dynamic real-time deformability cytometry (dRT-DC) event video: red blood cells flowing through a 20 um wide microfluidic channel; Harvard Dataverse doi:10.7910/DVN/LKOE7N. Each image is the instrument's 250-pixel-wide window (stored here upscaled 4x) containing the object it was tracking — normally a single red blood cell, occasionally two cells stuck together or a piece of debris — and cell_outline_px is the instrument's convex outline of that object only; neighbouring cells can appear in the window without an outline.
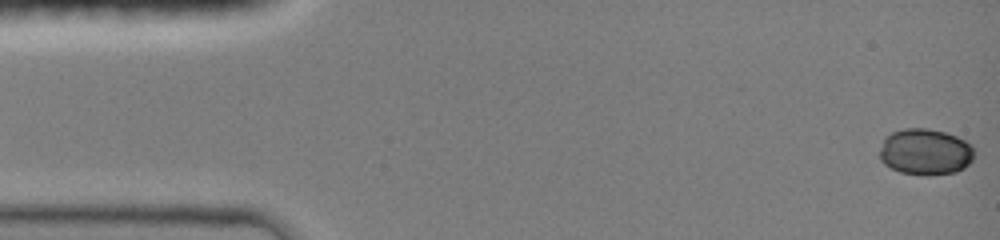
{"species": "common noctule bat (a hibernating species)", "species_latin": "Nyctalus noctula", "temperature_condition": "room temperature", "stored_images_in_passage": 6, "camera_frame_rate_fps": 3000, "um_per_image_px": 0.085, "animal": {"sex": "female", "body_mass_g": 19.0, "forearm_length_mm": 51.5}, "frame": {"image": 1, "passage_image": 1, "time_ms": 0.0, "image_size_px": [1000, 240], "cell_outline_px": [[972, 160], [964, 168], [956, 172], [900, 172], [884, 164], [880, 160], [880, 148], [884, 136], [892, 132], [904, 128], [928, 128], [944, 132], [956, 136], [972, 144]], "centroid_in_image_um": [78.62, 12.85], "position_along_channel_um": 6.4, "area_um2": 24.85}}
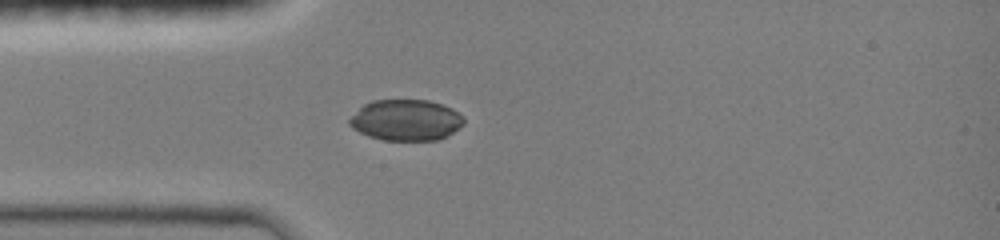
{"frame": {"image": 2, "passage_image": 6, "time_ms": 4.0, "image_size_px": [1000, 240], "cell_outline_px": [[464, 124], [452, 132], [436, 140], [384, 140], [368, 136], [352, 128], [348, 124], [348, 120], [364, 104], [372, 100], [428, 100], [452, 108], [464, 120]], "centroid_in_image_um": [34.47, 10.2], "position_along_channel_um": 50.5, "area_um2": 27.05}}